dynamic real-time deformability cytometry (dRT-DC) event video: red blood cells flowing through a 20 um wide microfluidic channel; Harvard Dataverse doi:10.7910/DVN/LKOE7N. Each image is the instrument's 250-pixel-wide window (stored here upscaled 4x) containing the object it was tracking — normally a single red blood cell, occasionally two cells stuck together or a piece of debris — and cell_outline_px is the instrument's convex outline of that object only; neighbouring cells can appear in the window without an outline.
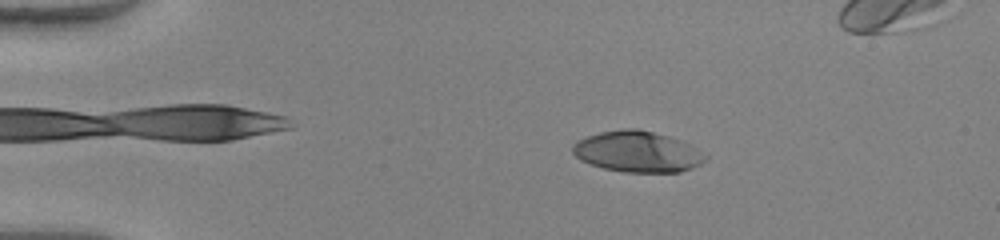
{"species": "human", "species_latin": "Homo sapiens", "temperature_condition": "warm", "stored_images_in_passage": 50, "camera_frame_rate_fps": 3000, "um_per_image_px": 0.085, "donor": {"sex": "female"}, "frame": {"image": 1, "passage_image": 10, "time_ms": 3.0, "image_size_px": [1000, 240], "cell_outline_px": [[708, 156], [700, 164], [692, 168], [680, 172], [624, 172], [604, 168], [580, 160], [572, 152], [572, 144], [576, 140], [600, 132], [624, 128], [636, 128], [668, 136], [680, 140], [696, 148]], "centroid_in_image_um": [54.16, 12.89], "position_along_channel_um": 30.8, "area_um2": 31.56}}
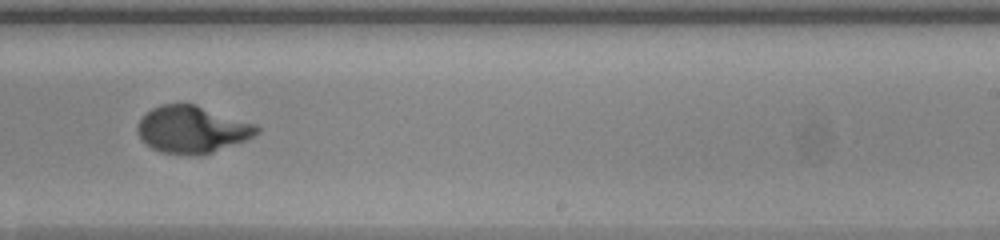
{"frame": {"image": 2, "passage_image": 33, "time_ms": 10.667, "image_size_px": [1000, 240], "cell_outline_px": [[260, 132], [244, 140], [212, 152], [192, 156], [188, 156], [160, 152], [152, 148], [136, 132], [136, 124], [152, 108], [160, 104], [196, 104], [256, 124], [260, 128]], "centroid_in_image_um": [16.32, 11.0], "position_along_channel_um": 272.7, "area_um2": 32.6}}
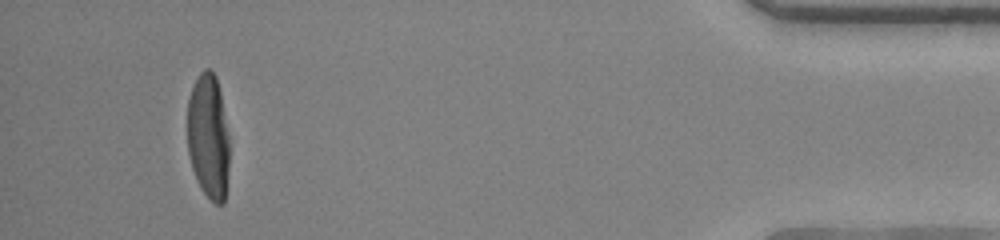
{"frame": {"image": 3, "passage_image": 48, "time_ms": 15.667, "image_size_px": [1000, 240], "cell_outline_px": [[228, 168], [224, 204], [216, 204], [200, 188], [196, 180], [192, 168], [188, 152], [188, 100], [192, 88], [200, 72], [204, 68], [208, 68], [216, 76], [220, 92], [228, 132]], "centroid_in_image_um": [17.7, 11.61], "position_along_channel_um": 417.5, "area_um2": 30.4}, "authors_computed_cell_mechanics": {"area_um2": 32.5992, "velocity_mm_per_s": 4.1102, "shape_relaxation_time_tau1_ms": 3.9088, "shape_relaxation_time_tau2_ms": null, "deformation_change_tau1": 0.2672, "deformation_change_tau2": null}}